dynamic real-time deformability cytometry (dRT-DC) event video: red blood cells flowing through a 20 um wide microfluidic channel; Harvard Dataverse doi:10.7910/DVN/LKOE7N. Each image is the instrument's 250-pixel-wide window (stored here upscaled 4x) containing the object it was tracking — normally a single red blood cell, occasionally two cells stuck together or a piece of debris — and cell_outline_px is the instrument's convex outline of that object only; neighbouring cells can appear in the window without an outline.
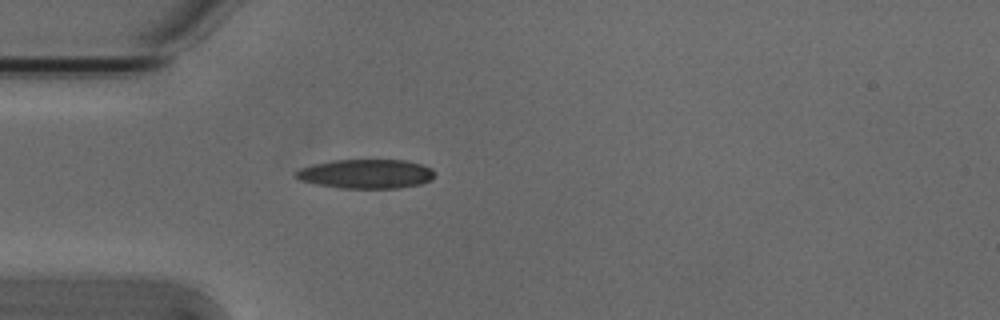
{"species": "Egyptian fruit bat (a non-hibernating species)", "species_latin": "Rousettus aegyptiacus", "temperature_condition": "cold", "stored_images_in_passage": 2, "camera_frame_rate_fps": 3000, "um_per_image_px": 0.085, "animal": {"sex": "male"}, "frame": {"image": 1, "passage_image": 2, "time_ms": 0.333, "image_size_px": [1000, 320], "cell_outline_px": [[432, 180], [420, 184], [400, 188], [340, 188], [316, 184], [300, 180], [296, 176], [296, 172], [300, 168], [312, 164], [332, 160], [404, 160], [420, 164], [432, 168]], "centroid_in_image_um": [31.1, 14.78], "position_along_channel_um": 53.9, "area_um2": 23.52}}